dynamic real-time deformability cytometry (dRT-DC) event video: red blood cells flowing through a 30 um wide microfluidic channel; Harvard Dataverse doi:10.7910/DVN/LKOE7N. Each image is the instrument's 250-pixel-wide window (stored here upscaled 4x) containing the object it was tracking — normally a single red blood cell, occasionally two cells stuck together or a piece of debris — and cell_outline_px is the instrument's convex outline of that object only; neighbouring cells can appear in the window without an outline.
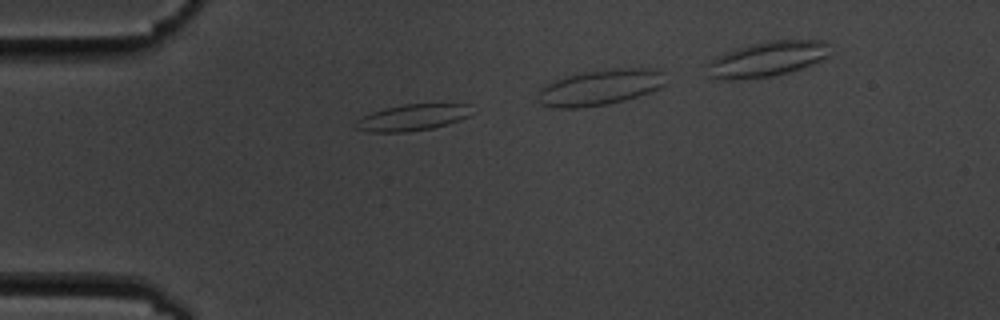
{"species": "common noctule bat (a hibernating species)", "species_latin": "Nyctalus noctula", "temperature_condition": "cold", "stored_images_in_passage": 3, "camera_frame_rate_fps": 3000, "um_per_image_px": 0.085, "animal": {"sex": "male", "body_mass_g": 19.5, "forearm_length_mm": 54.6}, "frame": {"image": 1, "passage_image": 2, "time_ms": 1.333, "image_size_px": [1000, 320], "cell_outline_px": [[468, 116], [460, 120], [448, 124], [432, 128], [408, 132], [368, 132], [356, 128], [352, 124], [356, 120], [372, 112], [384, 108], [404, 104], [468, 104]], "centroid_in_image_um": [34.98, 10.0], "position_along_channel_um": 50.0, "area_um2": 17.69}}